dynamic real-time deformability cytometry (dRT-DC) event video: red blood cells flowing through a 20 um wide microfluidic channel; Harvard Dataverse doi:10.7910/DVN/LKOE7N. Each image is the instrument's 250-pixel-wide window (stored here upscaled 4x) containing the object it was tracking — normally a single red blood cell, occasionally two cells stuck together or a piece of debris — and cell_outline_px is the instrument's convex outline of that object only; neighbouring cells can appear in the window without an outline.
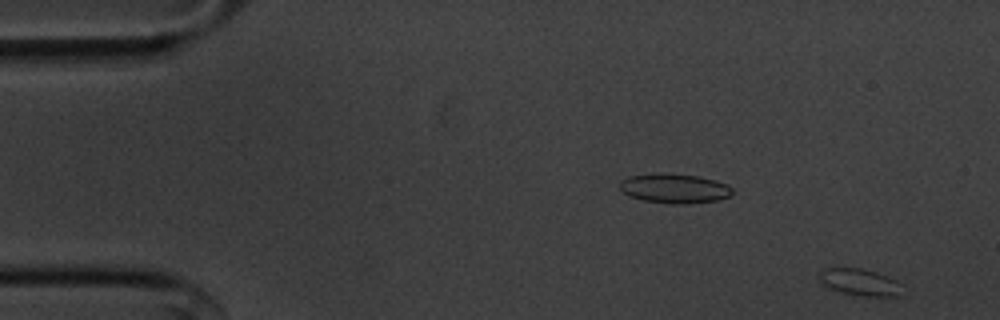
{"species": "common noctule bat (a hibernating species)", "species_latin": "Nyctalus noctula", "temperature_condition": "cold", "stored_images_in_passage": 55, "camera_frame_rate_fps": 3000, "um_per_image_px": 0.085, "animal": {"sex": "male", "body_mass_g": 20.1, "forearm_length_mm": 53.5}, "frame": {"image": 1, "passage_image": 2, "time_ms": 0.333, "image_size_px": [1000, 320], "cell_outline_px": [[896, 296], [860, 296], [840, 292], [824, 284], [820, 280], [820, 272], [824, 268], [860, 268], [876, 272], [888, 276], [896, 280]], "centroid_in_image_um": [73.0, 23.96], "position_along_channel_um": 12.0, "area_um2": 12.37}}
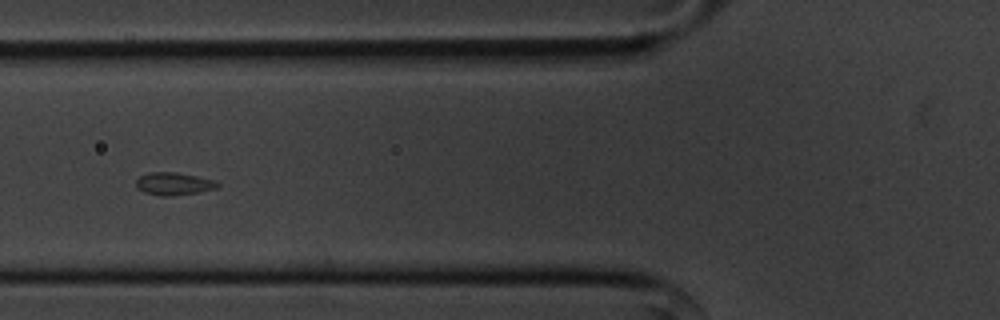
{"frame": {"image": 2, "passage_image": 20, "time_ms": 6.333, "image_size_px": [1000, 320], "cell_outline_px": [[220, 184], [216, 188], [200, 192], [172, 196], [160, 196], [144, 192], [136, 188], [136, 180], [140, 176], [148, 172], [176, 172], [216, 180]], "centroid_in_image_um": [14.76, 15.62], "position_along_channel_um": 111.0, "area_um2": 10.87}}
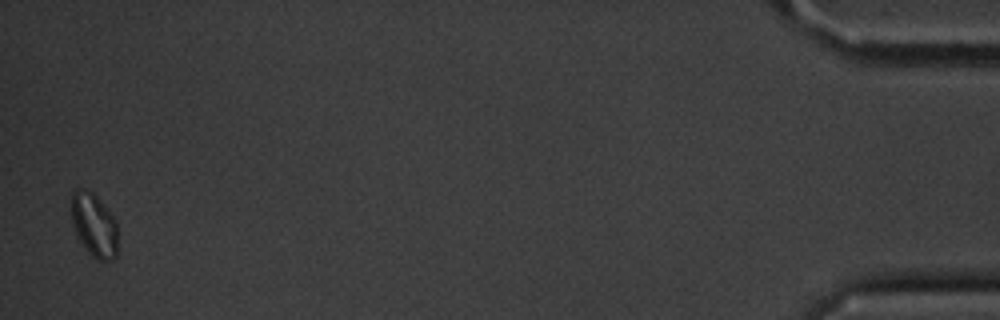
{"frame": {"image": 3, "passage_image": 54, "time_ms": 17.667, "image_size_px": [1000, 320], "cell_outline_px": [[116, 256], [112, 260], [96, 260], [88, 252], [76, 236], [72, 224], [72, 192], [76, 188], [88, 188], [96, 196], [116, 220]], "centroid_in_image_um": [7.97, 19.12], "position_along_channel_um": 427.2, "area_um2": 17.17}, "authors_computed_cell_mechanics": {"area_um2": 10.5774, "velocity_mm_per_s": 3.5894, "shape_relaxation_time_tau1_ms": 1.5019, "shape_relaxation_time_tau2_ms": null, "deformation_change_tau1": 0.0561, "deformation_change_tau2": null}}